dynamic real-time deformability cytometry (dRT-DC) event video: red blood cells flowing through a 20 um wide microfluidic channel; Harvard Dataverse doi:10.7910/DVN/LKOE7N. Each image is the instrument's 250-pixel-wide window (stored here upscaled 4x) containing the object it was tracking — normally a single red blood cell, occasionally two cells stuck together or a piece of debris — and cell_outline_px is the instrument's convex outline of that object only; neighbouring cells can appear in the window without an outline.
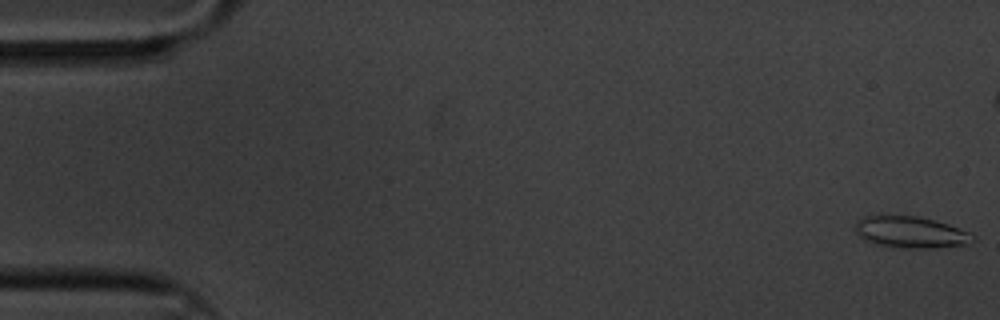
{"species": "common noctule bat (a hibernating species)", "species_latin": "Nyctalus noctula", "temperature_condition": "cold", "stored_images_in_passage": 8, "segment_of_instrument_passage": [1, 2], "camera_frame_rate_fps": 3000, "um_per_image_px": 0.085, "animal": {"sex": "male", "body_mass_g": 20.1, "forearm_length_mm": 53.5}, "frame": {"image": 1, "passage_image": 1, "time_ms": 0.0, "image_size_px": [1000, 320], "cell_outline_px": [[976, 240], [968, 244], [936, 248], [892, 248], [864, 240], [856, 232], [856, 224], [864, 216], [920, 216], [936, 220], [948, 224], [968, 232]], "centroid_in_image_um": [77.43, 19.75], "position_along_channel_um": 7.6, "area_um2": 21.56}}
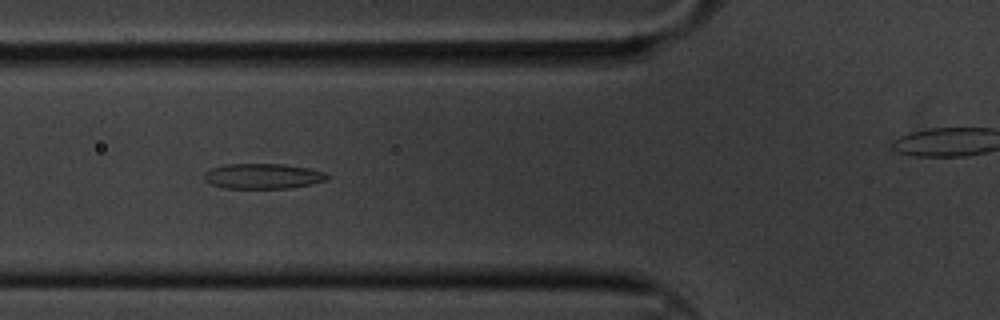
{"frame": {"image": 2, "passage_image": 7, "time_ms": 2.0, "image_size_px": [1000, 320], "cell_outline_px": [[332, 176], [328, 180], [312, 184], [288, 188], [224, 188], [212, 184], [204, 180], [204, 172], [212, 168], [224, 164], [284, 164], [308, 168], [328, 172]], "centroid_in_image_um": [22.41, 14.97], "position_along_channel_um": 103.4, "area_um2": 18.32}}